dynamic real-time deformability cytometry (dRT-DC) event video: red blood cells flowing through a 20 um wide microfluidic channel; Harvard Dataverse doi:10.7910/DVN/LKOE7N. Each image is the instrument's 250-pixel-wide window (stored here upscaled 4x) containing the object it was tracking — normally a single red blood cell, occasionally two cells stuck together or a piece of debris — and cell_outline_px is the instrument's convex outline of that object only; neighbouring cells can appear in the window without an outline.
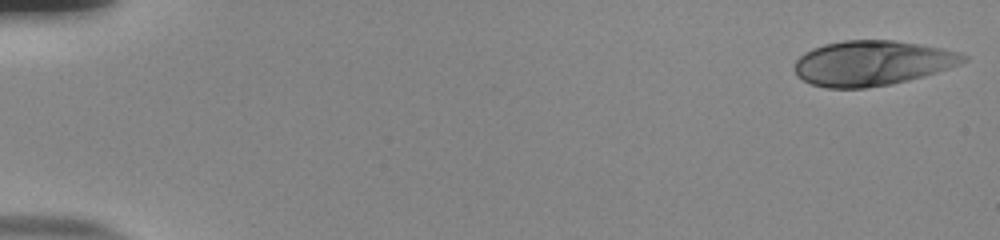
{"species": "human", "species_latin": "Homo sapiens", "temperature_condition": "room temperature", "stored_images_in_passage": 53, "camera_frame_rate_fps": 3000, "um_per_image_px": 0.085, "donor": {"sex": "male"}, "frame": {"image": 1, "passage_image": 1, "time_ms": 0.0, "image_size_px": [1000, 240], "cell_outline_px": [[968, 60], [960, 64], [924, 76], [892, 84], [864, 88], [828, 88], [812, 84], [796, 76], [792, 68], [796, 60], [804, 52], [812, 48], [824, 44], [844, 40], [892, 40], [940, 48], [960, 52], [968, 56]], "centroid_in_image_um": [74.1, 5.36], "position_along_channel_um": 10.9, "area_um2": 44.33}}
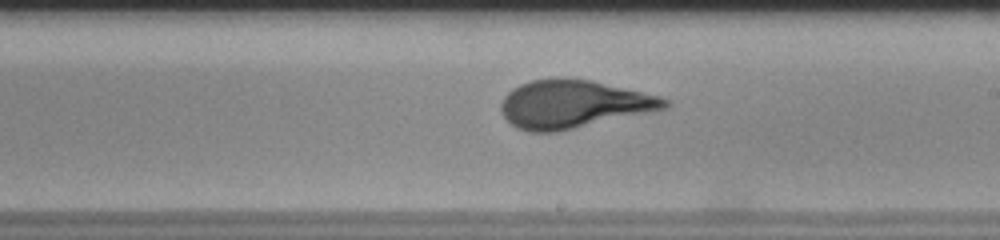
{"frame": {"image": 2, "passage_image": 32, "time_ms": 10.333, "image_size_px": [1000, 240], "cell_outline_px": [[672, 104], [668, 108], [556, 132], [528, 132], [516, 128], [504, 116], [500, 108], [500, 104], [504, 96], [512, 88], [520, 84], [532, 80], [592, 80], [660, 96], [672, 100]], "centroid_in_image_um": [48.76, 8.87], "position_along_channel_um": 240.2, "area_um2": 45.26}}
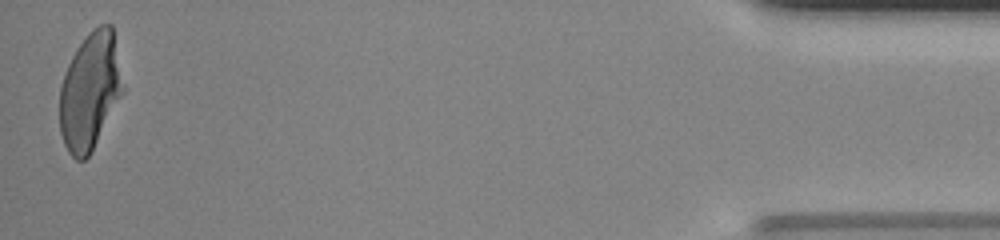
{"frame": {"image": 3, "passage_image": 53, "time_ms": 17.333, "image_size_px": [1000, 240], "cell_outline_px": [[124, 92], [92, 152], [84, 160], [76, 160], [68, 152], [64, 144], [60, 132], [60, 84], [68, 64], [72, 56], [88, 32], [92, 28], [100, 24], [112, 24], [124, 88]], "centroid_in_image_um": [7.65, 7.76], "position_along_channel_um": 427.5, "area_um2": 43.35}, "authors_computed_cell_mechanics": {"area_um2": 44.3904, "velocity_mm_per_s": 3.81, "shape_relaxation_time_tau1_ms": 7.0053, "shape_relaxation_time_tau2_ms": null, "deformation_change_tau1": 0.2778, "deformation_change_tau2": null}}